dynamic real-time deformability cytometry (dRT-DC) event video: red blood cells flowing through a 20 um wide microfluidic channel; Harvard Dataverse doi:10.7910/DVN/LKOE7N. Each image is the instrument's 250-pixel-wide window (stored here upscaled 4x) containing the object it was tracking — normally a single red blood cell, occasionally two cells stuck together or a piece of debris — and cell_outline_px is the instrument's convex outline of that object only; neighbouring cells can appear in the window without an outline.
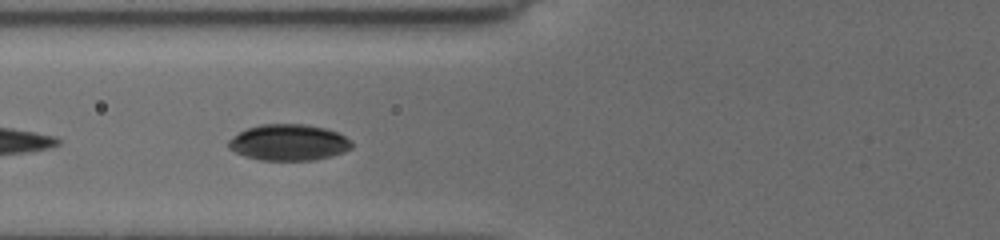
{"species": "common noctule bat (a hibernating species)", "species_latin": "Nyctalus noctula", "temperature_condition": "cold", "stored_images_in_passage": 9, "camera_frame_rate_fps": 3000, "um_per_image_px": 0.085, "animal": {"sex": "female", "body_mass_g": 19.5, "forearm_length_mm": 54.1}, "frame": {"image": 1, "passage_image": 8, "time_ms": 4.667, "image_size_px": [1000, 240], "cell_outline_px": [[352, 148], [344, 152], [332, 156], [312, 160], [260, 160], [244, 156], [228, 148], [228, 140], [232, 136], [248, 128], [260, 124], [304, 124], [324, 128], [340, 132], [352, 140]], "centroid_in_image_um": [24.56, 12.11], "position_along_channel_um": 101.2, "area_um2": 26.18}}
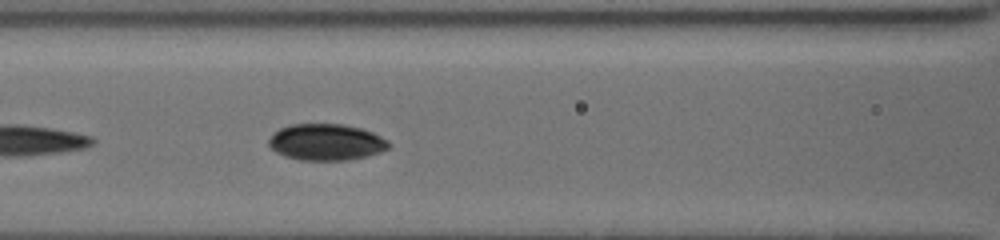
{"frame": {"image": 2, "passage_image": 9, "time_ms": 5.667, "image_size_px": [1000, 240], "cell_outline_px": [[392, 144], [388, 148], [380, 152], [348, 160], [300, 160], [284, 156], [276, 152], [268, 144], [268, 140], [280, 128], [288, 124], [344, 124], [360, 128], [372, 132], [388, 140]], "centroid_in_image_um": [27.73, 12.08], "position_along_channel_um": 138.9, "area_um2": 25.43}}